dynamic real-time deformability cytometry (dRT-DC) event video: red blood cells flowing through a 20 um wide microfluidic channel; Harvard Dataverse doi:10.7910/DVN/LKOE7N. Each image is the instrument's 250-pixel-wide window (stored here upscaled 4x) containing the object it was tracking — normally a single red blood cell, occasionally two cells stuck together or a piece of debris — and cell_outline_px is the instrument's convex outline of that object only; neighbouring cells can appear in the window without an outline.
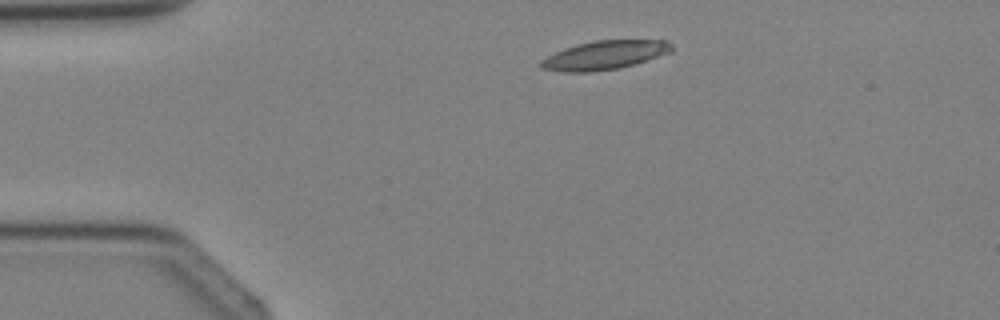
{"species": "Egyptian fruit bat (a non-hibernating species)", "species_latin": "Rousettus aegyptiacus", "temperature_condition": "cold", "stored_images_in_passage": 2, "camera_frame_rate_fps": 3000, "um_per_image_px": 0.085, "animal": {"sex": "female"}, "frame": {"image": 1, "passage_image": 1, "time_ms": 0.0, "image_size_px": [1000, 320], "cell_outline_px": [[672, 52], [636, 64], [620, 68], [588, 72], [564, 72], [540, 68], [540, 60], [564, 48], [576, 44], [592, 40], [668, 40], [672, 44]], "centroid_in_image_um": [51.41, 4.68], "position_along_channel_um": 33.6, "area_um2": 22.14}}